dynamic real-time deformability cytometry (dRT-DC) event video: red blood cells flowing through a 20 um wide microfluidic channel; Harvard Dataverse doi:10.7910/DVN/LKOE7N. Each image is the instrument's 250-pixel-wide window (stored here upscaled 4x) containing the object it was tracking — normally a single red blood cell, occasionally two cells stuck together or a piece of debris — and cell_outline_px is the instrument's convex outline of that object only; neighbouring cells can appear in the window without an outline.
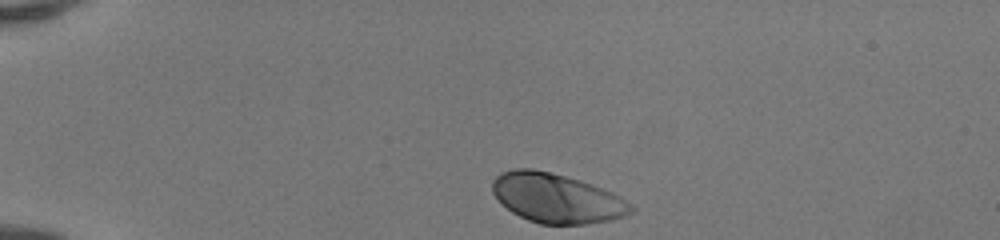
{"species": "human", "species_latin": "Homo sapiens", "temperature_condition": "room temperature", "stored_images_in_passage": 35, "camera_frame_rate_fps": 3000, "um_per_image_px": 0.085, "donor": {"sex": "female"}, "frame": {"image": 1, "passage_image": 1, "time_ms": 0.0, "image_size_px": [1000, 240], "cell_outline_px": [[636, 208], [632, 212], [624, 216], [612, 220], [588, 224], [540, 224], [528, 220], [512, 212], [492, 192], [492, 180], [500, 172], [516, 168], [532, 168], [564, 176], [592, 184], [612, 192], [620, 196]], "centroid_in_image_um": [47.33, 16.85], "position_along_channel_um": 37.7, "area_um2": 39.77}}
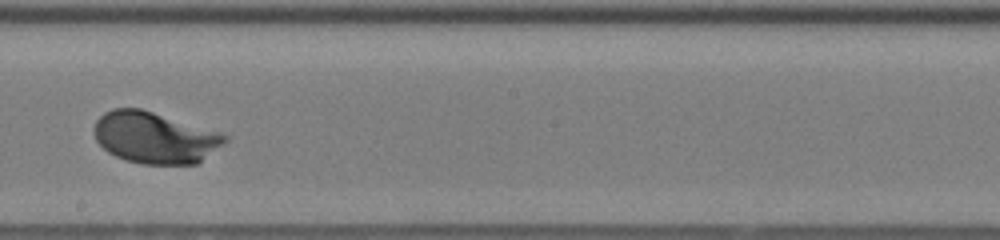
{"frame": {"image": 2, "passage_image": 20, "time_ms": 6.333, "image_size_px": [1000, 240], "cell_outline_px": [[228, 140], [224, 144], [196, 164], [144, 164], [128, 160], [116, 156], [108, 152], [96, 140], [92, 132], [96, 120], [104, 112], [112, 108], [140, 108], [220, 132], [228, 136]], "centroid_in_image_um": [13.14, 11.69], "position_along_channel_um": 235.1, "area_um2": 39.13}}
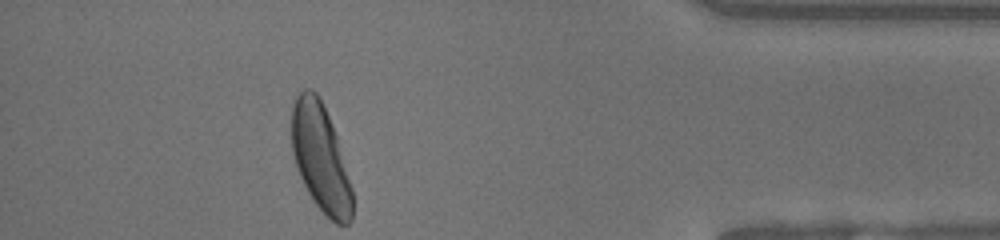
{"frame": {"image": 3, "passage_image": 35, "time_ms": 11.333, "image_size_px": [1000, 240], "cell_outline_px": [[352, 220], [348, 224], [336, 224], [312, 200], [296, 168], [292, 152], [292, 104], [296, 96], [304, 88], [312, 88], [316, 92], [328, 116], [336, 136], [352, 188]], "centroid_in_image_um": [27.23, 13.41], "position_along_channel_um": 408.0, "area_um2": 37.57}, "authors_computed_cell_mechanics": {"area_um2": 38.437, "velocity_mm_per_s": 4.1249, "shape_relaxation_time_tau1_ms": 1.6381, "shape_relaxation_time_tau2_ms": null, "deformation_change_tau1": 0.1503, "deformation_change_tau2": null}}